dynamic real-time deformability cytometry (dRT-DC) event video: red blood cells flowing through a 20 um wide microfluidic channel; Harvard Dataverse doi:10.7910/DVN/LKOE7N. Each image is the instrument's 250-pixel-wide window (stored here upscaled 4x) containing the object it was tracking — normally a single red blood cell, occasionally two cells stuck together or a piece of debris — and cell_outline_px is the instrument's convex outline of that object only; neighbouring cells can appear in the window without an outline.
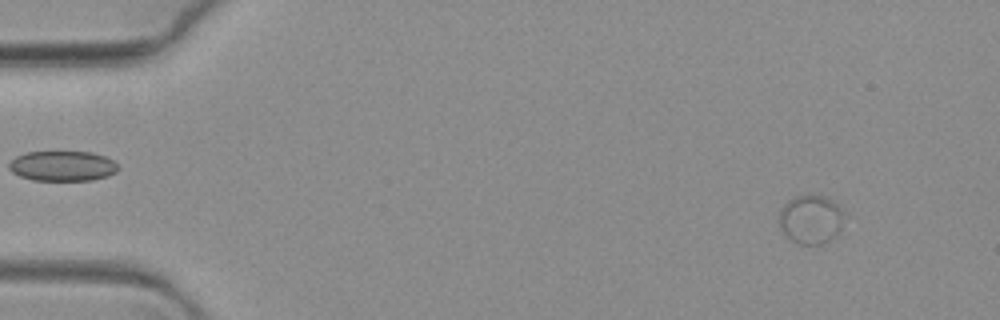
{"species": "common noctule bat (a hibernating species)", "species_latin": "Nyctalus noctula", "temperature_condition": "warm", "stored_images_in_passage": 69, "camera_frame_rate_fps": 3000, "um_per_image_px": 0.085, "animal": {"sex": "female", "body_mass_g": 19.3, "forearm_length_mm": 54.1}, "frame": {"image": 1, "passage_image": 7, "time_ms": 2.0, "image_size_px": [1000, 320], "cell_outline_px": [[848, 216], [840, 232], [836, 236], [820, 244], [800, 244], [792, 240], [780, 228], [776, 220], [776, 216], [780, 208], [792, 200], [800, 196], [820, 196], [836, 204], [848, 212]], "centroid_in_image_um": [68.96, 18.67], "position_along_channel_um": 16.0, "area_um2": 18.73}}
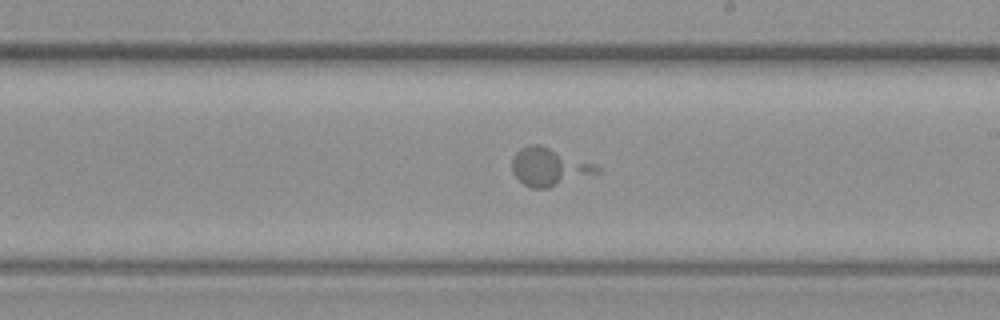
{"frame": {"image": 2, "passage_image": 41, "time_ms": 13.333, "image_size_px": [1000, 320], "cell_outline_px": [[604, 168], [596, 176], [548, 188], [532, 188], [524, 184], [512, 172], [512, 156], [520, 148], [528, 144], [540, 144], [600, 164]], "centroid_in_image_um": [46.8, 14.18], "position_along_channel_um": 242.2, "area_um2": 19.71}}
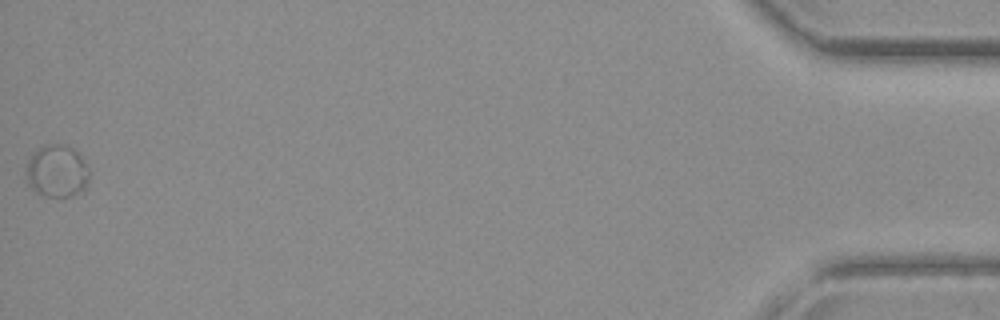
{"frame": {"image": 3, "passage_image": 69, "time_ms": 22.667, "image_size_px": [1000, 320], "cell_outline_px": [[88, 184], [84, 192], [72, 196], [48, 196], [36, 192], [28, 184], [28, 160], [32, 152], [36, 148], [44, 144], [64, 144], [72, 148], [84, 160], [88, 168]], "centroid_in_image_um": [4.87, 14.54], "position_along_channel_um": 430.3, "area_um2": 19.31}}